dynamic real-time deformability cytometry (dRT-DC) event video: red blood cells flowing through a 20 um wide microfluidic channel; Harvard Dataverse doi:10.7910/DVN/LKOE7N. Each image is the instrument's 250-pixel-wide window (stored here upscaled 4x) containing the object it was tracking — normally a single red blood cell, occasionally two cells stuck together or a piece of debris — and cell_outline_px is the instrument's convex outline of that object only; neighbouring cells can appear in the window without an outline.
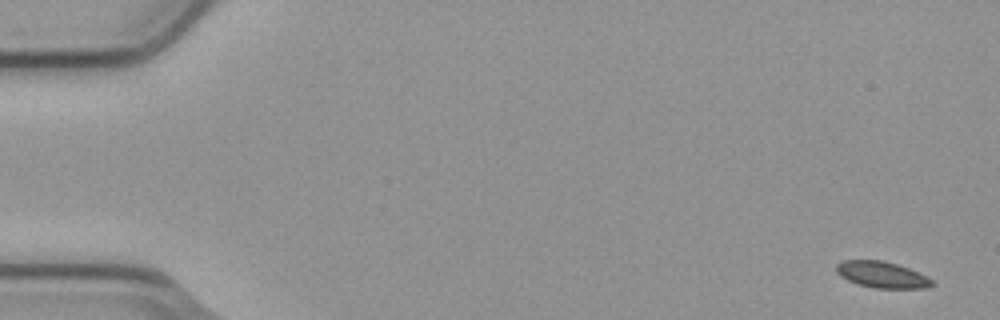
{"species": "common noctule bat (a hibernating species)", "species_latin": "Nyctalus noctula", "temperature_condition": "cold", "stored_images_in_passage": 7, "camera_frame_rate_fps": 3000, "um_per_image_px": 0.085, "animal": {"sex": "male", "body_mass_g": 23.1, "forearm_length_mm": 52.7}, "frame": {"image": 1, "passage_image": 1, "time_ms": 0.0, "image_size_px": [1000, 320], "cell_outline_px": [[936, 284], [924, 288], [872, 288], [856, 284], [840, 276], [836, 272], [836, 264], [840, 260], [880, 260], [896, 264], [908, 268], [932, 280]], "centroid_in_image_um": [74.9, 23.35], "position_along_channel_um": 10.1, "area_um2": 14.62}}
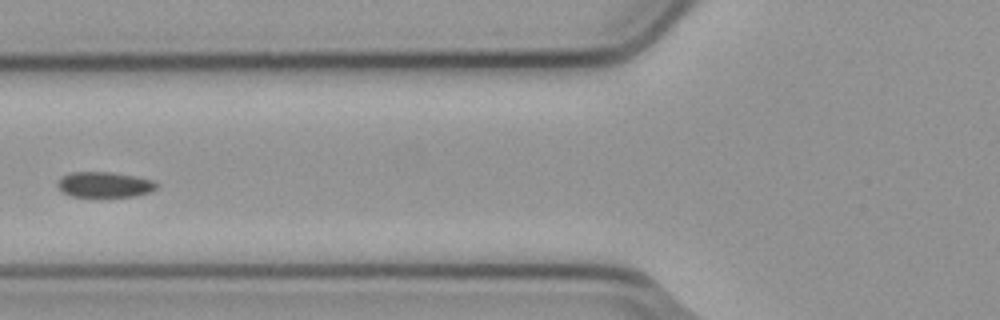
{"frame": {"image": 2, "passage_image": 6, "time_ms": 1.667, "image_size_px": [1000, 320], "cell_outline_px": [[160, 184], [156, 188], [148, 192], [132, 196], [96, 200], [68, 196], [60, 192], [56, 184], [64, 176], [72, 172], [108, 172], [132, 176], [152, 180]], "centroid_in_image_um": [8.81, 15.76], "position_along_channel_um": 117.0, "area_um2": 15.37}}
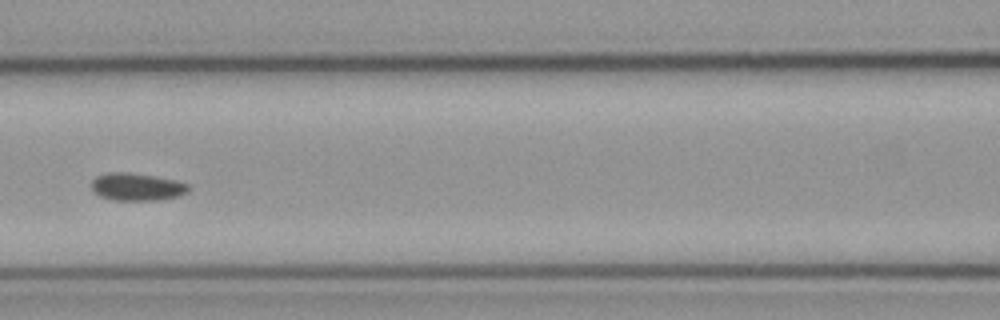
{"frame": {"image": 3, "passage_image": 7, "time_ms": 2.0, "image_size_px": [1000, 320], "cell_outline_px": [[188, 192], [180, 196], [156, 200], [112, 200], [100, 196], [92, 188], [92, 180], [96, 176], [108, 172], [128, 172], [152, 176], [172, 180], [188, 184]], "centroid_in_image_um": [11.61, 15.88], "position_along_channel_um": 155.0, "area_um2": 15.37}}